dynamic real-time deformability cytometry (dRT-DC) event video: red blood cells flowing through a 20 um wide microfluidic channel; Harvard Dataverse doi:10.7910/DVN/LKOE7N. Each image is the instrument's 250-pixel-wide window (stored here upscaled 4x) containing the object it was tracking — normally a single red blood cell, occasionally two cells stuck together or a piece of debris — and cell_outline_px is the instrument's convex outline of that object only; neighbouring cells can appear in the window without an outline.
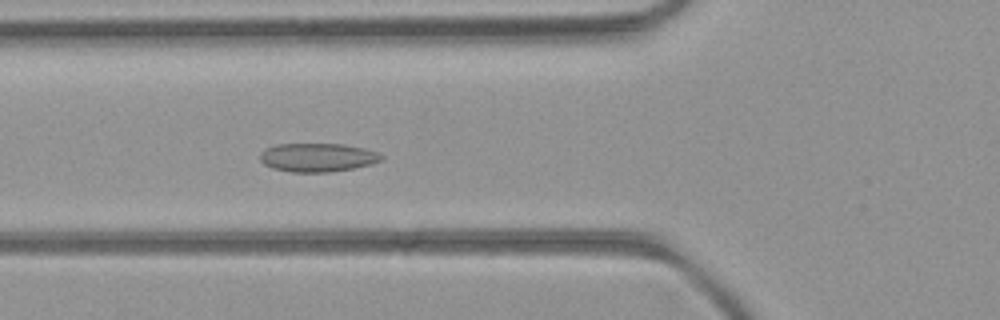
{"species": "common noctule bat (a hibernating species)", "species_latin": "Nyctalus noctula", "temperature_condition": "room temperature", "stored_images_in_passage": 51, "camera_frame_rate_fps": 3000, "um_per_image_px": 0.085, "animal": {"sex": "female", "body_mass_g": 21.9}, "frame": {"image": 1, "passage_image": 19, "time_ms": 6.0, "image_size_px": [1000, 320], "cell_outline_px": [[384, 156], [380, 160], [372, 164], [352, 168], [328, 172], [292, 172], [272, 168], [264, 164], [260, 160], [260, 152], [264, 148], [276, 144], [344, 144], [364, 148], [376, 152]], "centroid_in_image_um": [26.95, 13.37], "position_along_channel_um": 98.8, "area_um2": 20.23}}
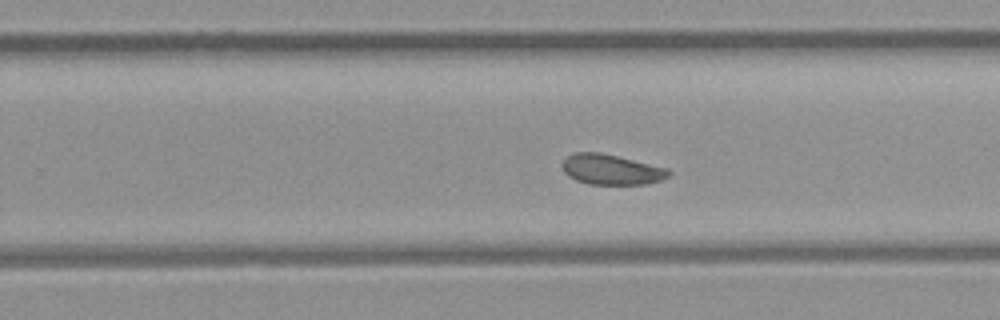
{"frame": {"image": 2, "passage_image": 32, "time_ms": 10.333, "image_size_px": [1000, 320], "cell_outline_px": [[672, 172], [668, 176], [660, 180], [644, 184], [588, 184], [576, 180], [568, 176], [564, 172], [560, 164], [568, 156], [576, 152], [600, 152], [668, 168]], "centroid_in_image_um": [51.93, 14.41], "position_along_channel_um": 277.9, "area_um2": 18.73}}
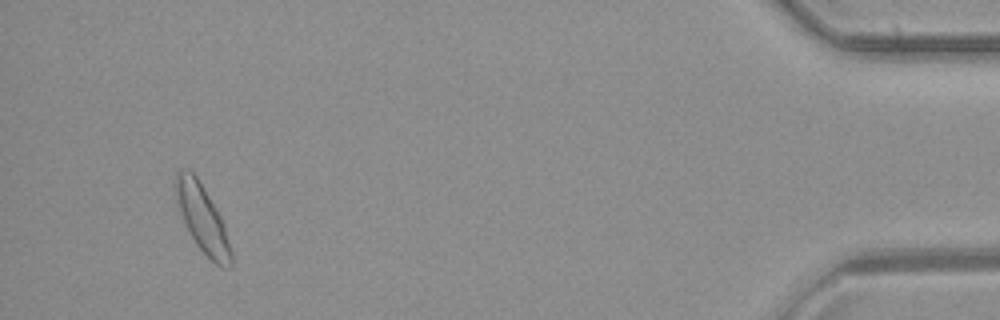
{"frame": {"image": 3, "passage_image": 48, "time_ms": 15.667, "image_size_px": [1000, 320], "cell_outline_px": [[232, 268], [220, 268], [196, 244], [188, 232], [176, 208], [172, 184], [176, 172], [192, 172], [196, 176], [216, 208], [224, 224], [232, 252]], "centroid_in_image_um": [17.16, 18.59], "position_along_channel_um": 418.0, "area_um2": 22.08}, "authors_computed_cell_mechanics": {"area_um2": 20.23, "velocity_mm_per_s": 4.1319, "shape_relaxation_time_tau1_ms": null, "shape_relaxation_time_tau2_ms": 2.7864, "deformation_change_tau1": null, "deformation_change_tau2": 0.0794}}